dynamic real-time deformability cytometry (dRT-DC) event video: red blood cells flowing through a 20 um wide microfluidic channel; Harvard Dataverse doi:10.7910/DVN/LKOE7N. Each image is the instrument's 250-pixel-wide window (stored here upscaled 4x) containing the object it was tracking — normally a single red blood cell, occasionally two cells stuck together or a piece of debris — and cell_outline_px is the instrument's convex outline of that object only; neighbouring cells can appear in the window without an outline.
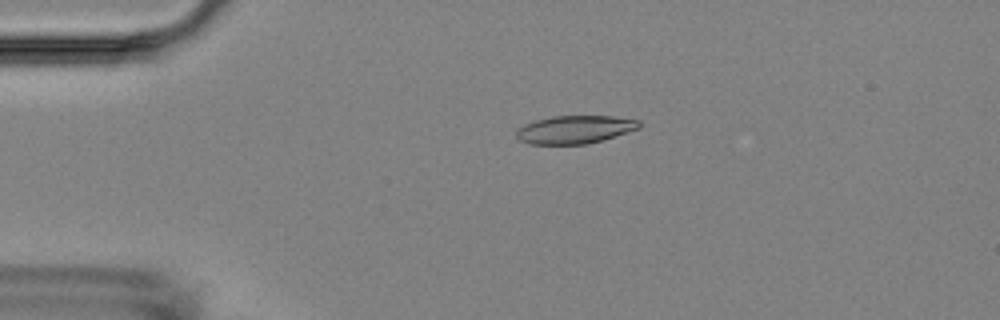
{"species": "Egyptian fruit bat (a non-hibernating species)", "species_latin": "Rousettus aegyptiacus", "temperature_condition": "room temperature", "stored_images_in_passage": 3, "camera_frame_rate_fps": 3000, "um_per_image_px": 0.085, "animal": {"sex": "female"}, "frame": {"image": 1, "passage_image": 2, "time_ms": 1.333, "image_size_px": [1000, 320], "cell_outline_px": [[640, 128], [600, 140], [584, 144], [528, 144], [520, 140], [516, 136], [516, 132], [524, 124], [536, 120], [552, 116], [612, 116], [640, 120]], "centroid_in_image_um": [48.84, 11.0], "position_along_channel_um": 36.2, "area_um2": 19.83}}